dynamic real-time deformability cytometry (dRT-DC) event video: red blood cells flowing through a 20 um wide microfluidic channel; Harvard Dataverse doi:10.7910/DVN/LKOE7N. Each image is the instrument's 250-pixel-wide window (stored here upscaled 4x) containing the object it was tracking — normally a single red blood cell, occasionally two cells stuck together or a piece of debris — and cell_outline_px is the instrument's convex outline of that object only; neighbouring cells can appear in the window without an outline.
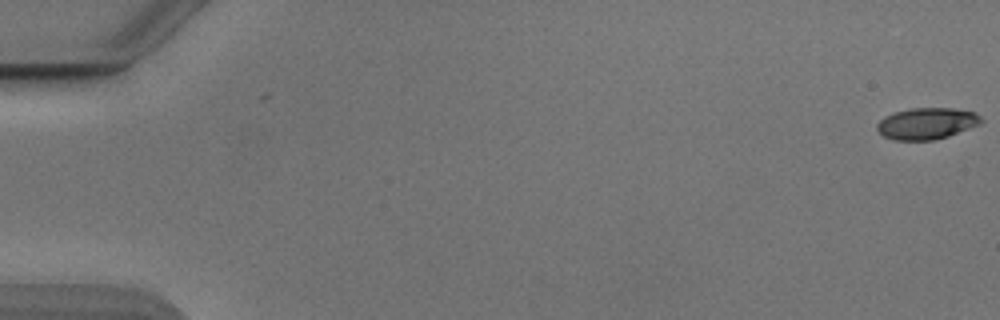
{"species": "Egyptian fruit bat (a non-hibernating species)", "species_latin": "Rousettus aegyptiacus", "temperature_condition": "cold", "stored_images_in_passage": 54, "camera_frame_rate_fps": 3000, "um_per_image_px": 0.085, "animal": {"sex": "male"}, "frame": {"image": 1, "passage_image": 1, "time_ms": 0.0, "image_size_px": [1000, 320], "cell_outline_px": [[984, 120], [980, 124], [948, 136], [932, 140], [892, 140], [884, 136], [876, 128], [876, 124], [884, 116], [896, 112], [912, 108], [952, 108], [976, 112]], "centroid_in_image_um": [78.78, 10.49], "position_along_channel_um": 6.2, "area_um2": 19.07}}
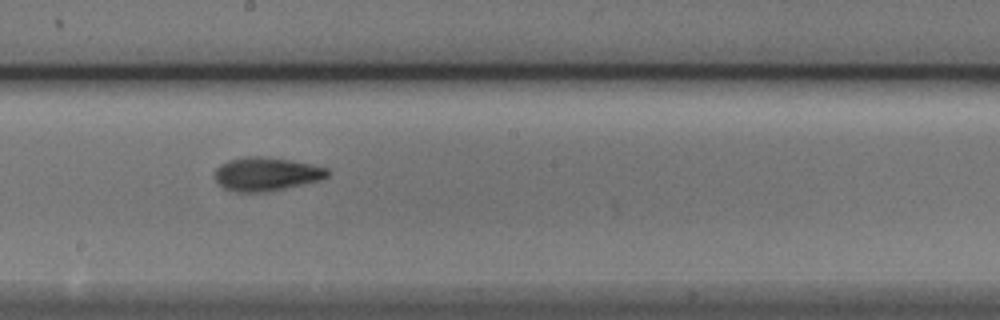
{"frame": {"image": 2, "passage_image": 31, "time_ms": 10.0, "image_size_px": [1000, 320], "cell_outline_px": [[328, 176], [320, 180], [284, 188], [264, 192], [236, 192], [224, 188], [216, 180], [216, 168], [220, 164], [228, 160], [248, 156], [260, 156], [288, 160], [328, 168]], "centroid_in_image_um": [22.61, 14.79], "position_along_channel_um": 225.6, "area_um2": 21.68}}
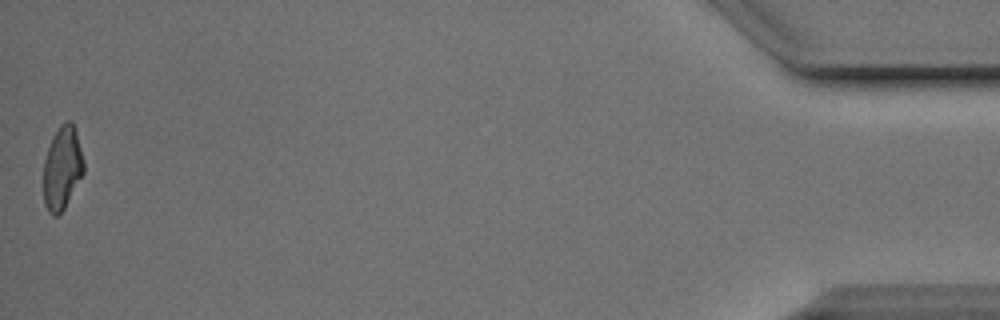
{"frame": {"image": 3, "passage_image": 54, "time_ms": 17.667, "image_size_px": [1000, 320], "cell_outline_px": [[84, 172], [64, 208], [56, 216], [52, 216], [48, 212], [44, 204], [44, 160], [52, 136], [60, 124], [68, 120], [72, 120], [76, 132], [84, 160]], "centroid_in_image_um": [5.29, 14.26], "position_along_channel_um": 429.9, "area_um2": 19.48}, "authors_computed_cell_mechanics": {"area_um2": 20.2589, "velocity_mm_per_s": 3.8818, "shape_relaxation_time_tau1_ms": 4.5015, "shape_relaxation_time_tau2_ms": 2.9774, "deformation_change_tau1": 0.1459, "deformation_change_tau2": 0.0963}}